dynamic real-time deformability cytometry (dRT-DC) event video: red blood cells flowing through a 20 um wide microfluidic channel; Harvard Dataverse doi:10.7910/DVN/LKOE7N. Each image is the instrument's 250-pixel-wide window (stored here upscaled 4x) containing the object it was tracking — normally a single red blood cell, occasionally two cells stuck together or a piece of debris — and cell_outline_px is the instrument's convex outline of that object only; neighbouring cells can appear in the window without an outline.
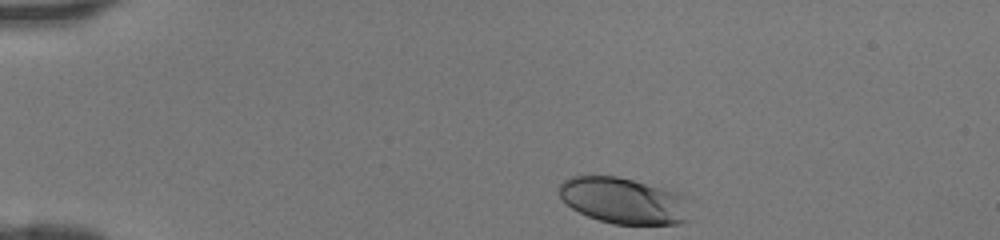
{"species": "human", "species_latin": "Homo sapiens", "temperature_condition": "room temperature", "stored_images_in_passage": 32, "camera_frame_rate_fps": 3000, "um_per_image_px": 0.085, "donor": {"sex": "female"}, "frame": {"image": 1, "passage_image": 1, "time_ms": 0.0, "image_size_px": [1000, 240], "cell_outline_px": [[688, 220], [680, 224], [612, 224], [588, 216], [572, 208], [560, 196], [560, 184], [564, 180], [572, 176], [616, 176], [632, 180], [688, 196]], "centroid_in_image_um": [53.04, 17.07], "position_along_channel_um": 32.0, "area_um2": 34.91}}
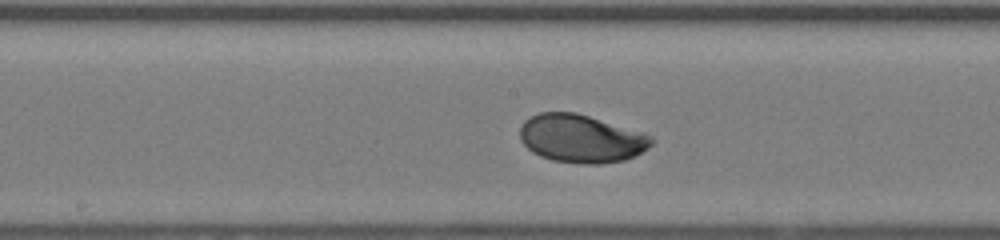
{"frame": {"image": 2, "passage_image": 17, "time_ms": 5.333, "image_size_px": [1000, 240], "cell_outline_px": [[656, 140], [648, 148], [624, 160], [600, 164], [584, 164], [552, 160], [540, 156], [532, 152], [520, 140], [520, 128], [524, 120], [540, 112], [576, 112], [644, 132], [652, 136]], "centroid_in_image_um": [49.41, 11.77], "position_along_channel_um": 198.8, "area_um2": 36.99}}
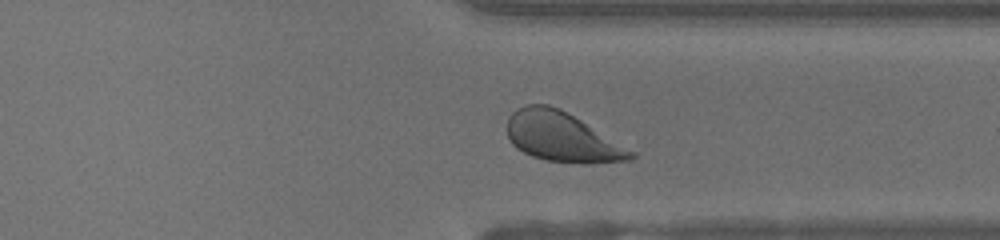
{"frame": {"image": 3, "passage_image": 28, "time_ms": 9.0, "image_size_px": [1000, 240], "cell_outline_px": [[636, 156], [628, 160], [584, 164], [544, 160], [532, 156], [516, 148], [512, 144], [508, 136], [508, 116], [516, 108], [528, 104], [548, 104], [560, 108], [636, 152]], "centroid_in_image_um": [47.75, 11.64], "position_along_channel_um": 363.6, "area_um2": 35.72}}